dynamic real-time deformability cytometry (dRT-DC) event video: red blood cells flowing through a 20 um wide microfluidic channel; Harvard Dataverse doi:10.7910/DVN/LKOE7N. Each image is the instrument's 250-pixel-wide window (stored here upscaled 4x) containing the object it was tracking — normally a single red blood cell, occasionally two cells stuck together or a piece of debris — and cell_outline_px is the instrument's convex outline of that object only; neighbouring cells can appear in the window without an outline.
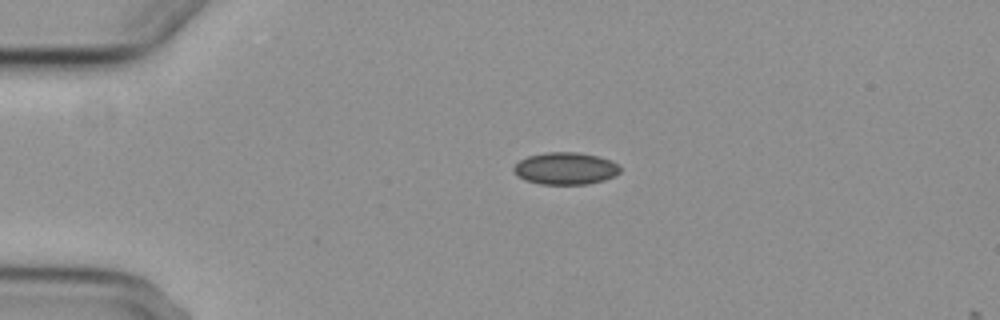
{"species": "common noctule bat (a hibernating species)", "species_latin": "Nyctalus noctula", "temperature_condition": "cold", "stored_images_in_passage": 3, "camera_frame_rate_fps": 3000, "um_per_image_px": 0.085, "animal": {"sex": "female", "body_mass_g": 29.2, "forearm_length_mm": 56.3}, "frame": {"image": 1, "passage_image": 1, "time_ms": 0.0, "image_size_px": [1000, 320], "cell_outline_px": [[620, 172], [616, 176], [604, 180], [588, 184], [540, 184], [524, 180], [516, 176], [512, 168], [520, 160], [528, 156], [544, 152], [576, 152], [596, 156], [608, 160], [616, 164], [620, 168]], "centroid_in_image_um": [48.03, 14.33], "position_along_channel_um": 37.0, "area_um2": 19.94}}